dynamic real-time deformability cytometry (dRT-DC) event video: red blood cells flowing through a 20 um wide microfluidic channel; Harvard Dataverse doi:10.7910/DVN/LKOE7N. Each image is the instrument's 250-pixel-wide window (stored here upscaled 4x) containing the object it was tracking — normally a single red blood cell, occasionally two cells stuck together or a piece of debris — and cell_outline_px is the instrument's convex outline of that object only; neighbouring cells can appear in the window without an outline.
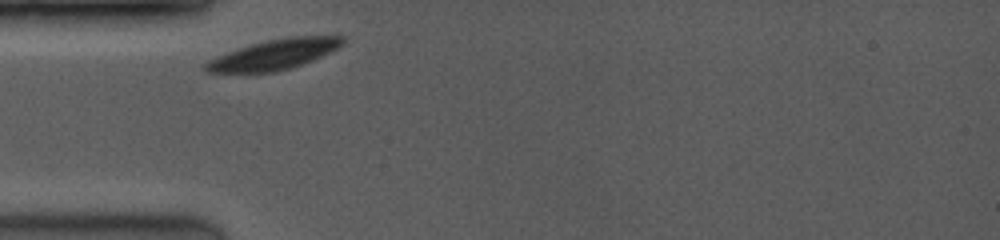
{"species": "common noctule bat (a hibernating species)", "species_latin": "Nyctalus noctula", "temperature_condition": "room temperature", "stored_images_in_passage": 7, "camera_frame_rate_fps": 3500, "um_per_image_px": 0.085, "animal": {"sex": "female", "body_mass_g": 19.0, "forearm_length_mm": 53.3}, "frame": {"image": 1, "passage_image": 1, "time_ms": 0.0, "image_size_px": [1000, 240], "cell_outline_px": [[344, 44], [332, 52], [312, 60], [288, 68], [272, 72], [208, 72], [204, 68], [204, 64], [216, 56], [252, 44], [268, 40], [292, 36], [344, 36]], "centroid_in_image_um": [23.34, 4.62], "position_along_channel_um": 61.7, "area_um2": 23.58}}
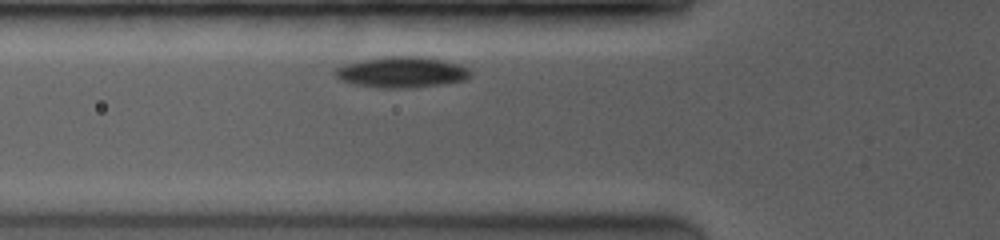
{"frame": {"image": 2, "passage_image": 2, "time_ms": 0.857, "image_size_px": [1000, 240], "cell_outline_px": [[472, 76], [464, 80], [440, 84], [412, 88], [376, 88], [356, 84], [340, 80], [332, 72], [336, 68], [344, 64], [364, 60], [388, 56], [416, 56], [444, 60], [468, 68], [472, 72]], "centroid_in_image_um": [34.14, 6.14], "position_along_channel_um": 91.7, "area_um2": 24.28}}
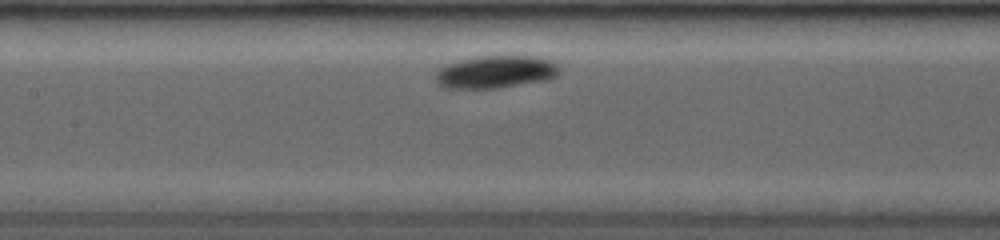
{"frame": {"image": 3, "passage_image": 5, "time_ms": 2.857, "image_size_px": [1000, 240], "cell_outline_px": [[560, 72], [556, 76], [548, 80], [496, 88], [444, 88], [436, 84], [436, 68], [444, 64], [460, 60], [480, 56], [532, 56], [552, 60], [560, 68]], "centroid_in_image_um": [42.1, 6.11], "position_along_channel_um": 165.3, "area_um2": 23.76}}